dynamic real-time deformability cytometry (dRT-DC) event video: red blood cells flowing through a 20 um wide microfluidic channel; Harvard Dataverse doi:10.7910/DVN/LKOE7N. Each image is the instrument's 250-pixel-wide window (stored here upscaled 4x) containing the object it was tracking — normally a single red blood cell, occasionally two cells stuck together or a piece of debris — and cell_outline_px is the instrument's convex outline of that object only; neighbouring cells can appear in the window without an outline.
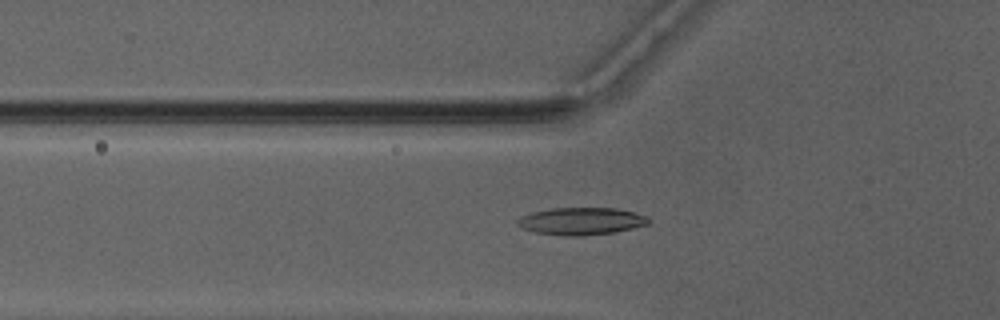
{"species": "Egyptian fruit bat (a non-hibernating species)", "species_latin": "Rousettus aegyptiacus", "temperature_condition": "warm", "stored_images_in_passage": 36, "camera_frame_rate_fps": 3000, "um_per_image_px": 0.085, "animal": {"sex": "male"}, "frame": {"image": 1, "passage_image": 4, "time_ms": 1.0, "image_size_px": [1000, 320], "cell_outline_px": [[652, 220], [648, 224], [632, 228], [612, 232], [576, 236], [572, 236], [536, 232], [524, 228], [516, 224], [516, 220], [520, 216], [532, 212], [552, 208], [616, 208], [648, 216]], "centroid_in_image_um": [49.41, 18.78], "position_along_channel_um": 76.4, "area_um2": 20.63}}
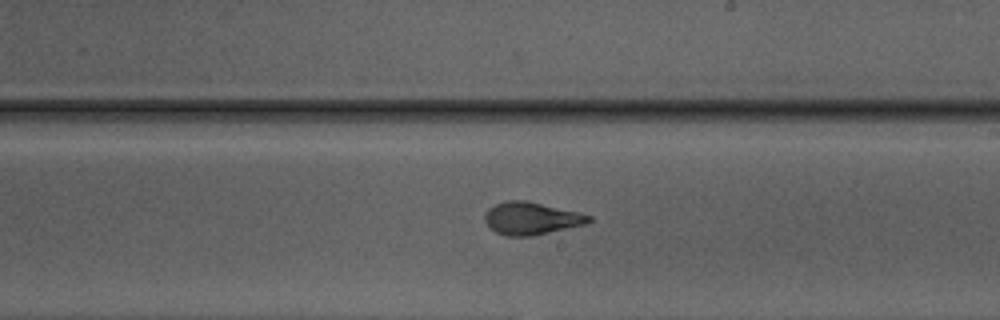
{"frame": {"image": 2, "passage_image": 16, "time_ms": 5.0, "image_size_px": [1000, 320], "cell_outline_px": [[592, 220], [588, 224], [532, 236], [508, 236], [496, 232], [484, 220], [484, 216], [488, 208], [504, 200], [524, 200], [580, 212], [592, 216]], "centroid_in_image_um": [45.2, 18.56], "position_along_channel_um": 243.8, "area_um2": 19.77}}
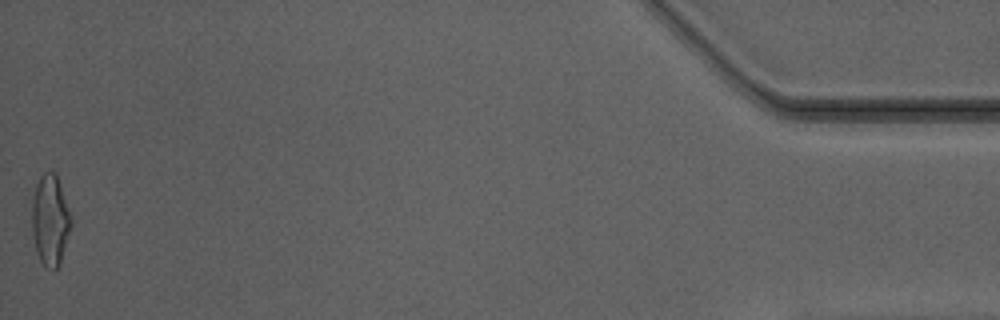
{"frame": {"image": 3, "passage_image": 36, "time_ms": 11.667, "image_size_px": [1000, 320], "cell_outline_px": [[72, 224], [60, 264], [52, 272], [40, 260], [36, 252], [32, 232], [32, 200], [36, 184], [40, 176], [48, 168], [56, 172], [72, 220]], "centroid_in_image_um": [4.26, 18.69], "position_along_channel_um": 430.9, "area_um2": 20.92}, "authors_computed_cell_mechanics": {"area_um2": 19.7098, "velocity_mm_per_s": 4.1707, "shape_relaxation_time_tau1_ms": 5.3899, "shape_relaxation_time_tau2_ms": 1.0018, "deformation_change_tau1": 0.194, "deformation_change_tau2": 0.0652}}